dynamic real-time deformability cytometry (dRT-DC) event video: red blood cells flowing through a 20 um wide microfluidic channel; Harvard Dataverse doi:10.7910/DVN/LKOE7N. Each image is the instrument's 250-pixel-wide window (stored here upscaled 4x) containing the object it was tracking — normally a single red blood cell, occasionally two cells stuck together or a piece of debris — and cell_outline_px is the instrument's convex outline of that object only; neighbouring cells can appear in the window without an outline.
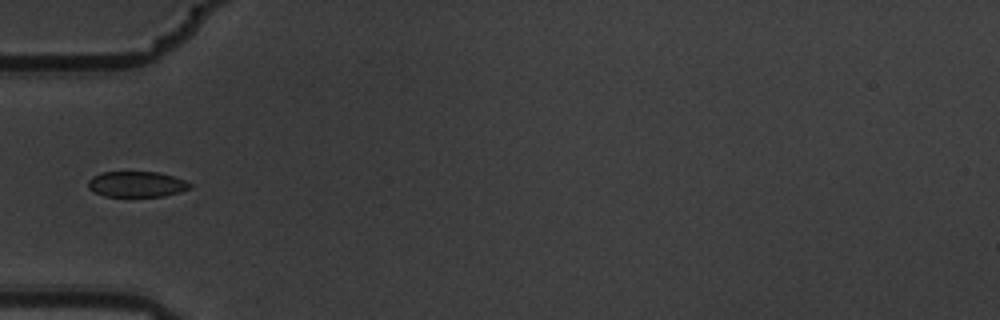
{"species": "common noctule bat (a hibernating species)", "species_latin": "Nyctalus noctula", "temperature_condition": "warm", "stored_images_in_passage": 6, "camera_frame_rate_fps": 3000, "um_per_image_px": 0.085, "animal": {"sex": "male", "body_mass_g": 19.5, "forearm_length_mm": 54.6}, "frame": {"image": 1, "passage_image": 5, "time_ms": 1.333, "image_size_px": [1000, 320], "cell_outline_px": [[192, 188], [180, 192], [164, 196], [104, 196], [88, 188], [88, 180], [92, 176], [100, 172], [156, 172], [172, 176], [184, 180], [192, 184]], "centroid_in_image_um": [11.62, 15.65], "position_along_channel_um": 73.4, "area_um2": 15.2}}
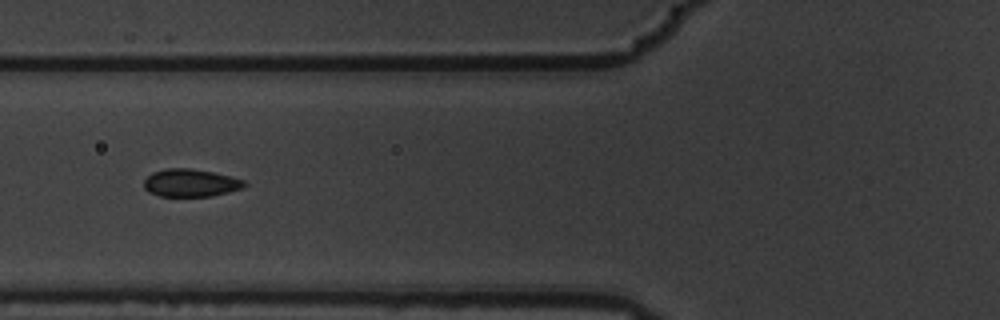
{"frame": {"image": 2, "passage_image": 6, "time_ms": 1.667, "image_size_px": [1000, 320], "cell_outline_px": [[248, 184], [244, 188], [212, 196], [160, 196], [148, 192], [144, 188], [144, 180], [152, 172], [168, 168], [188, 168], [212, 172], [244, 180]], "centroid_in_image_um": [16.2, 15.55], "position_along_channel_um": 109.6, "area_um2": 16.18}}